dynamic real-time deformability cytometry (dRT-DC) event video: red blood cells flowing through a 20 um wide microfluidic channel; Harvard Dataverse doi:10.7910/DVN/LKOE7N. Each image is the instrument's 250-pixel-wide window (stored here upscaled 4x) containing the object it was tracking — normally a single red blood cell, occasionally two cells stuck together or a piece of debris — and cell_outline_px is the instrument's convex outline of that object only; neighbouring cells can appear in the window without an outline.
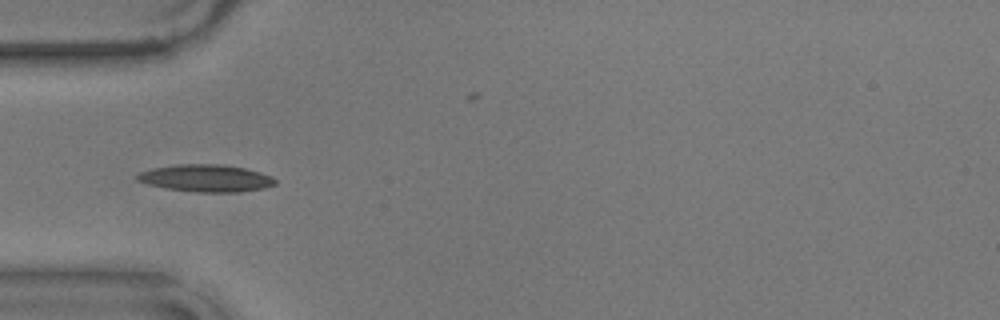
{"species": "common noctule bat (a hibernating species)", "species_latin": "Nyctalus noctula", "temperature_condition": "warm", "stored_images_in_passage": 3, "camera_frame_rate_fps": 3000, "um_per_image_px": 0.085, "animal": {"sex": "male", "body_mass_g": 17.9}, "frame": {"image": 1, "passage_image": 1, "time_ms": 0.0, "image_size_px": [1000, 320], "cell_outline_px": [[276, 184], [264, 188], [240, 192], [196, 192], [168, 188], [148, 184], [136, 180], [136, 176], [140, 172], [152, 168], [176, 164], [220, 164], [244, 168], [260, 172], [272, 176], [276, 180]], "centroid_in_image_um": [17.52, 15.14], "position_along_channel_um": 67.5, "area_um2": 21.85}}